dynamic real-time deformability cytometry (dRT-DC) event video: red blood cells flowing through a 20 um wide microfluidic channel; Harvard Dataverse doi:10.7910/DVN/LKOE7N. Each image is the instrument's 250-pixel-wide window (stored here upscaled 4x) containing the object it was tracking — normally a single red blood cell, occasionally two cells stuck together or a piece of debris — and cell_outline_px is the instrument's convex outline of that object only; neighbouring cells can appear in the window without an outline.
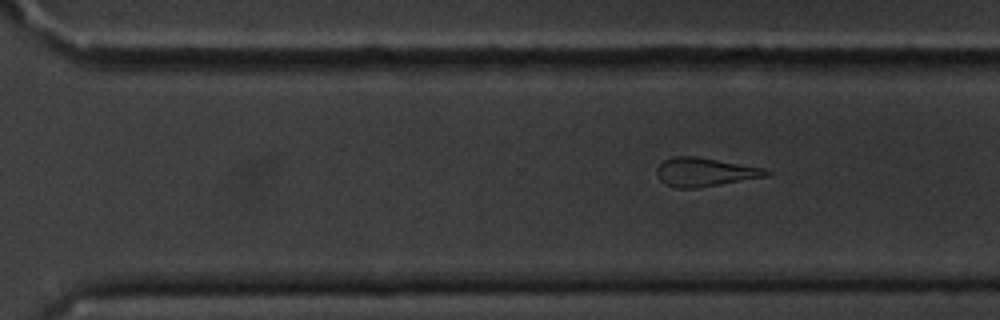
{"species": "common noctule bat (a hibernating species)", "species_latin": "Nyctalus noctula", "temperature_condition": "cold", "stored_images_in_passage": 11, "camera_frame_rate_fps": 3000, "um_per_image_px": 0.085, "animal": {"sex": "male", "body_mass_g": 20.1, "forearm_length_mm": 53.5}, "frame": {"image": 1, "passage_image": 11, "time_ms": 12.333, "image_size_px": [1000, 320], "cell_outline_px": [[772, 172], [768, 176], [696, 188], [676, 188], [660, 180], [656, 172], [656, 168], [664, 160], [672, 156], [696, 156], [768, 168]], "centroid_in_image_um": [59.95, 14.61], "position_along_channel_um": 310.6, "area_um2": 18.38}}